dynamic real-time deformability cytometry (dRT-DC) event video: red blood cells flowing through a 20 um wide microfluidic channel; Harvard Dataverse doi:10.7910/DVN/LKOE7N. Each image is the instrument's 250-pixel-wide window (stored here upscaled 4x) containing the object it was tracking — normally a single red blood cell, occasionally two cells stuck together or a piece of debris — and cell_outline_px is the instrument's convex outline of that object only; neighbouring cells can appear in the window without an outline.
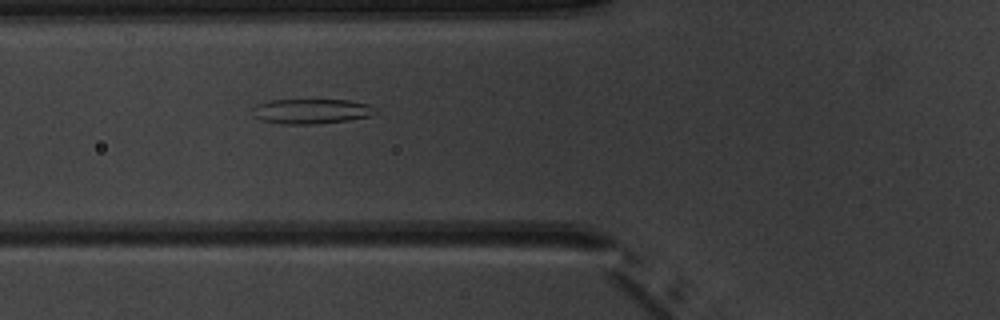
{"species": "common noctule bat (a hibernating species)", "species_latin": "Nyctalus noctula", "temperature_condition": "warm", "stored_images_in_passage": 3, "camera_frame_rate_fps": 3000, "um_per_image_px": 0.085, "animal": {"sex": "male", "body_mass_g": 20.1, "forearm_length_mm": 53.5}, "frame": {"image": 1, "passage_image": 3, "time_ms": 2.333, "image_size_px": [1000, 320], "cell_outline_px": [[380, 112], [372, 116], [348, 120], [312, 124], [284, 124], [260, 120], [256, 116], [252, 108], [256, 104], [268, 100], [348, 100], [368, 104]], "centroid_in_image_um": [26.49, 9.45], "position_along_channel_um": 99.3, "area_um2": 17.86}}